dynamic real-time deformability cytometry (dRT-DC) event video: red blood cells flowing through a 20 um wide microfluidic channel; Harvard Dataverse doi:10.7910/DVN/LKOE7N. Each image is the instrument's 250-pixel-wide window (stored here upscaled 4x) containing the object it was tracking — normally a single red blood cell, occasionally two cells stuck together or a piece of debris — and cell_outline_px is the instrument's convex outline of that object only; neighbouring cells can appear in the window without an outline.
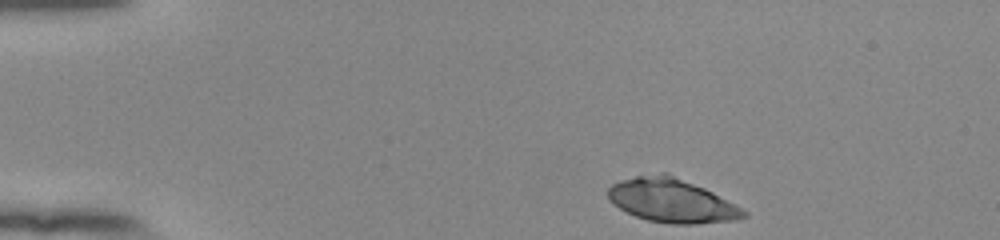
{"species": "human", "species_latin": "Homo sapiens", "temperature_condition": "room temperature", "stored_images_in_passage": 46, "camera_frame_rate_fps": 3000, "um_per_image_px": 0.085, "donor": {"sex": "female"}, "frame": {"image": 1, "passage_image": 1, "time_ms": 0.0, "image_size_px": [1000, 240], "cell_outline_px": [[748, 216], [732, 220], [696, 224], [672, 224], [648, 220], [636, 216], [620, 208], [608, 196], [608, 188], [612, 184], [636, 176], [660, 172], [668, 172], [704, 188], [712, 192], [748, 212]], "centroid_in_image_um": [57.11, 17.04], "position_along_channel_um": 27.9, "area_um2": 34.16}}
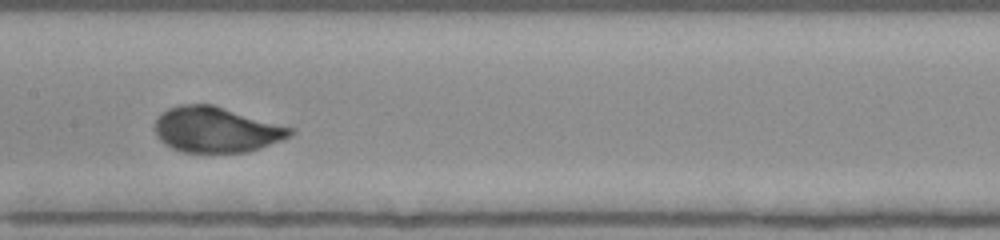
{"frame": {"image": 2, "passage_image": 20, "time_ms": 6.333, "image_size_px": [1000, 240], "cell_outline_px": [[296, 132], [292, 136], [260, 148], [248, 152], [180, 152], [164, 144], [156, 136], [156, 120], [168, 108], [180, 104], [212, 104], [296, 128]], "centroid_in_image_um": [18.43, 11.02], "position_along_channel_um": 189.0, "area_um2": 36.07}}
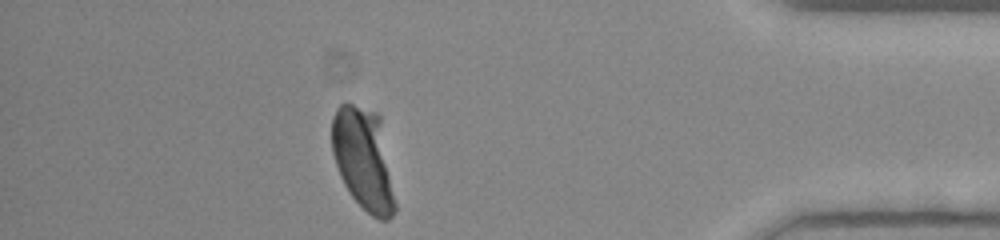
{"frame": {"image": 3, "passage_image": 40, "time_ms": 13.0, "image_size_px": [1000, 240], "cell_outline_px": [[396, 208], [392, 216], [388, 220], [380, 220], [372, 216], [352, 196], [344, 184], [340, 176], [332, 152], [332, 116], [336, 108], [340, 104], [352, 104], [376, 112], [380, 116], [396, 204]], "centroid_in_image_um": [30.89, 13.52], "position_along_channel_um": 404.3, "area_um2": 37.34}, "authors_computed_cell_mechanics": {"area_um2": 35.9227, "velocity_mm_per_s": 3.8054, "shape_relaxation_time_tau1_ms": 2.5711, "shape_relaxation_time_tau2_ms": null, "deformation_change_tau1": 0.1336, "deformation_change_tau2": null}}